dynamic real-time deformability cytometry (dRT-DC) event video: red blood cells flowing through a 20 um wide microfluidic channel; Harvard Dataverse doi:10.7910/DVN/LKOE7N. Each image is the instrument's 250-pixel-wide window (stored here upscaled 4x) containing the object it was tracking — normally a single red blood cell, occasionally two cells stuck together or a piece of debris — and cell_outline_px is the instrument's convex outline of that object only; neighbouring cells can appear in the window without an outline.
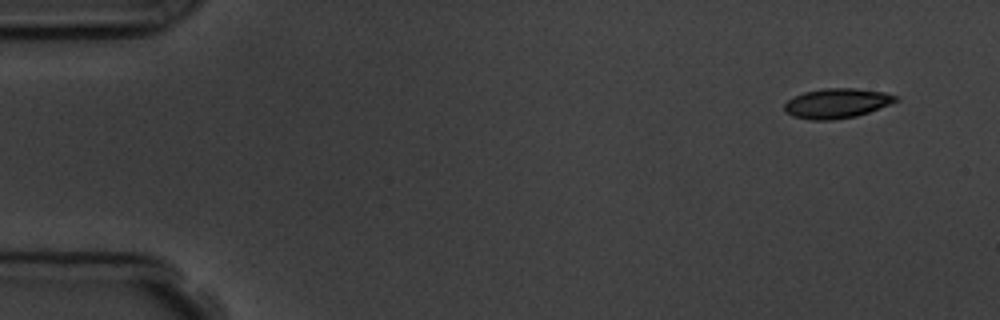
{"species": "common noctule bat (a hibernating species)", "species_latin": "Nyctalus noctula", "temperature_condition": "room temperature", "stored_images_in_passage": 8, "camera_frame_rate_fps": 3000, "um_per_image_px": 0.085, "animal": {"sex": "male", "body_mass_g": 19.5, "forearm_length_mm": 54.6}, "frame": {"image": 1, "passage_image": 1, "time_ms": 0.0, "image_size_px": [1000, 320], "cell_outline_px": [[900, 100], [868, 112], [856, 116], [832, 120], [808, 120], [792, 116], [784, 112], [784, 104], [788, 100], [804, 92], [824, 88], [856, 88], [884, 92], [900, 96]], "centroid_in_image_um": [71.13, 8.78], "position_along_channel_um": 13.9, "area_um2": 19.42}}
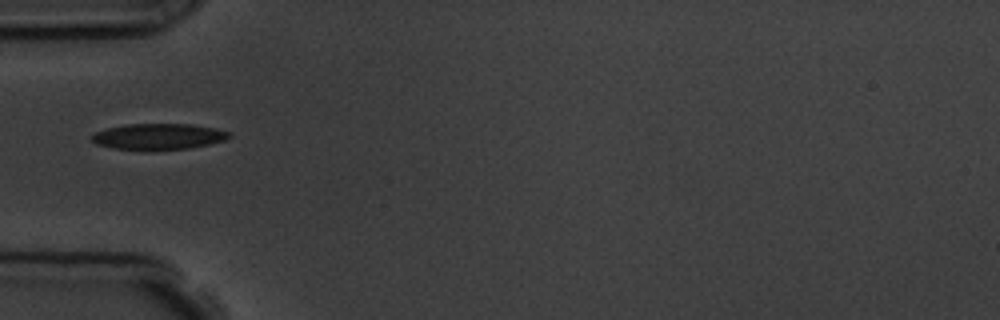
{"frame": {"image": 2, "passage_image": 5, "time_ms": 4.667, "image_size_px": [1000, 320], "cell_outline_px": [[232, 136], [224, 140], [208, 144], [188, 148], [148, 152], [144, 152], [112, 148], [96, 144], [92, 140], [92, 136], [96, 132], [108, 128], [128, 124], [192, 124], [216, 128], [232, 132]], "centroid_in_image_um": [13.48, 11.63], "position_along_channel_um": 71.5, "area_um2": 21.33}}